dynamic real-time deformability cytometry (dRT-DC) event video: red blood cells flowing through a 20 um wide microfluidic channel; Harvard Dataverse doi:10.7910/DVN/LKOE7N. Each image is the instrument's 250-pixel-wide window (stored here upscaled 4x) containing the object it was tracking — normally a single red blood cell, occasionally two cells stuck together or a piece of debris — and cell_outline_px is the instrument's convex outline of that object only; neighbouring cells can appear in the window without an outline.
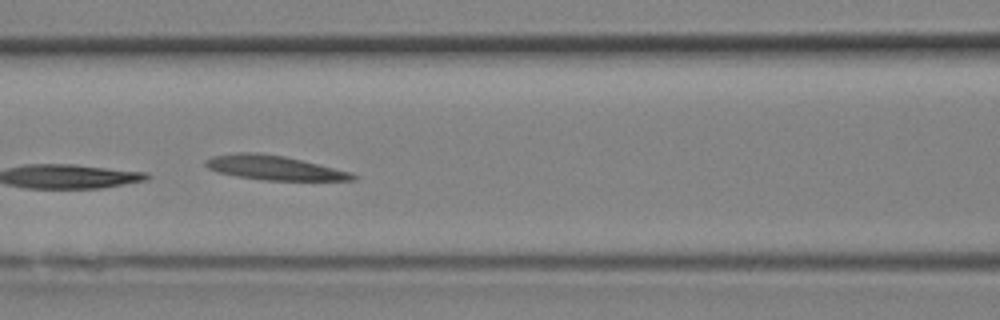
{"species": "Egyptian fruit bat (a non-hibernating species)", "species_latin": "Rousettus aegyptiacus", "temperature_condition": "room temperature", "stored_images_in_passage": 23, "camera_frame_rate_fps": 3000, "um_per_image_px": 0.085, "animal": {"sex": "female"}, "frame": {"image": 1, "passage_image": 10, "time_ms": 3.0, "image_size_px": [1000, 320], "cell_outline_px": [[360, 176], [356, 180], [264, 180], [236, 176], [220, 172], [208, 168], [204, 164], [204, 160], [212, 156], [236, 152], [256, 152], [284, 156], [352, 172]], "centroid_in_image_um": [23.31, 14.25], "position_along_channel_um": 143.3, "area_um2": 20.87}}